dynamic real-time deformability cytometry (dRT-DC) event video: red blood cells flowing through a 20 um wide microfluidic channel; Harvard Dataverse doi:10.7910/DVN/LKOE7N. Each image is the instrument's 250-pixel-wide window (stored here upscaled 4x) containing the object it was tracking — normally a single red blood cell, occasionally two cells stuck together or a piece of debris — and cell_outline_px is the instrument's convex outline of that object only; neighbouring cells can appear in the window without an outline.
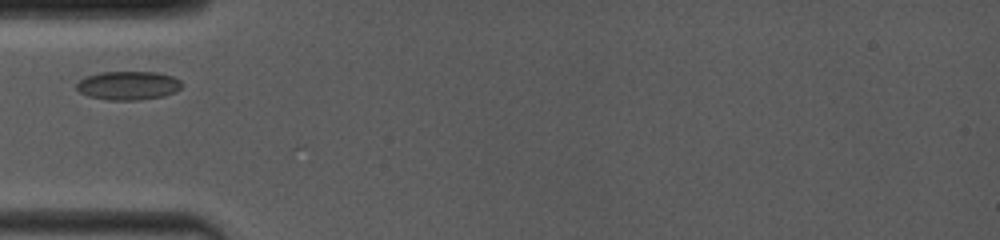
{"species": "common noctule bat (a hibernating species)", "species_latin": "Nyctalus noctula", "temperature_condition": "room temperature", "stored_images_in_passage": 9, "camera_frame_rate_fps": 4000, "um_per_image_px": 0.085, "animal": {"sex": "female", "body_mass_g": 19.0, "forearm_length_mm": 53.3}, "frame": {"image": 1, "passage_image": 1, "time_ms": 0.0, "image_size_px": [1000, 240], "cell_outline_px": [[184, 84], [176, 92], [164, 96], [136, 100], [108, 100], [88, 96], [80, 92], [76, 88], [76, 84], [80, 80], [88, 76], [100, 72], [156, 72], [172, 76], [180, 80]], "centroid_in_image_um": [10.92, 7.27], "position_along_channel_um": 74.1, "area_um2": 17.63}}
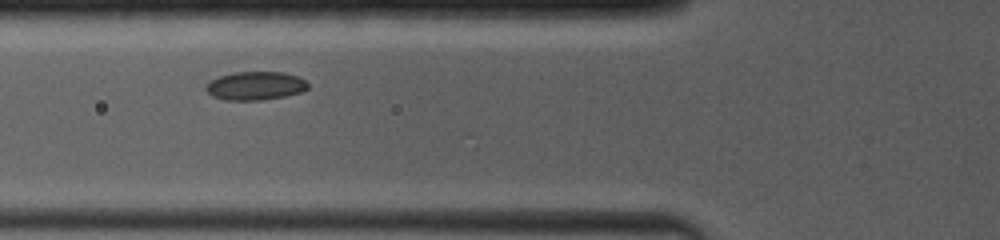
{"frame": {"image": 2, "passage_image": 3, "time_ms": 0.75, "image_size_px": [1000, 240], "cell_outline_px": [[308, 88], [304, 92], [284, 96], [260, 100], [224, 100], [212, 96], [204, 88], [212, 80], [220, 76], [236, 72], [284, 72], [296, 76], [304, 80], [308, 84]], "centroid_in_image_um": [21.72, 7.3], "position_along_channel_um": 104.1, "area_um2": 16.82}}
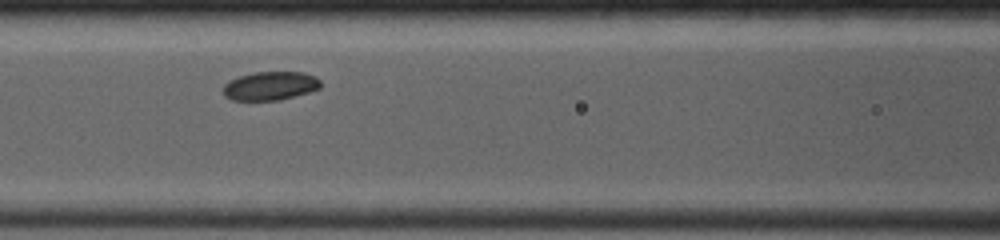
{"frame": {"image": 3, "passage_image": 6, "time_ms": 1.75, "image_size_px": [1000, 240], "cell_outline_px": [[320, 88], [308, 92], [280, 100], [232, 100], [224, 96], [224, 84], [240, 76], [252, 72], [304, 72], [316, 76], [320, 80]], "centroid_in_image_um": [22.99, 7.29], "position_along_channel_um": 143.6, "area_um2": 16.18}}